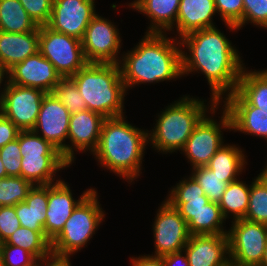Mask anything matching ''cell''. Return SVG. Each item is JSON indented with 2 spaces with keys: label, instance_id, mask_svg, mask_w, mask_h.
Instances as JSON below:
<instances>
[{
  "label": "cell",
  "instance_id": "6da1fadb",
  "mask_svg": "<svg viewBox=\"0 0 267 266\" xmlns=\"http://www.w3.org/2000/svg\"><path fill=\"white\" fill-rule=\"evenodd\" d=\"M179 42L183 76L201 72L210 86V97L217 103L236 91L245 64L239 50L220 29L215 26L196 30Z\"/></svg>",
  "mask_w": 267,
  "mask_h": 266
},
{
  "label": "cell",
  "instance_id": "7a4b0ae2",
  "mask_svg": "<svg viewBox=\"0 0 267 266\" xmlns=\"http://www.w3.org/2000/svg\"><path fill=\"white\" fill-rule=\"evenodd\" d=\"M121 77L127 92L139 84H155L182 77L179 39L167 33H146L119 61Z\"/></svg>",
  "mask_w": 267,
  "mask_h": 266
},
{
  "label": "cell",
  "instance_id": "3957f363",
  "mask_svg": "<svg viewBox=\"0 0 267 266\" xmlns=\"http://www.w3.org/2000/svg\"><path fill=\"white\" fill-rule=\"evenodd\" d=\"M126 116L105 118L97 148L92 156L98 165L131 185L141 176L145 150L148 144V130L129 123Z\"/></svg>",
  "mask_w": 267,
  "mask_h": 266
},
{
  "label": "cell",
  "instance_id": "277c9868",
  "mask_svg": "<svg viewBox=\"0 0 267 266\" xmlns=\"http://www.w3.org/2000/svg\"><path fill=\"white\" fill-rule=\"evenodd\" d=\"M162 109L156 117L153 129L148 130V144L157 152L171 154L181 151L195 126L208 113H216L220 103L183 95ZM210 111V112H209Z\"/></svg>",
  "mask_w": 267,
  "mask_h": 266
},
{
  "label": "cell",
  "instance_id": "5b68a950",
  "mask_svg": "<svg viewBox=\"0 0 267 266\" xmlns=\"http://www.w3.org/2000/svg\"><path fill=\"white\" fill-rule=\"evenodd\" d=\"M87 109L104 118L125 115L124 101L128 94L119 64L87 63L72 75Z\"/></svg>",
  "mask_w": 267,
  "mask_h": 266
},
{
  "label": "cell",
  "instance_id": "8992f818",
  "mask_svg": "<svg viewBox=\"0 0 267 266\" xmlns=\"http://www.w3.org/2000/svg\"><path fill=\"white\" fill-rule=\"evenodd\" d=\"M97 196L98 192L93 188L74 208L63 230L51 242L53 256L71 258L75 252L87 247L105 219V211Z\"/></svg>",
  "mask_w": 267,
  "mask_h": 266
},
{
  "label": "cell",
  "instance_id": "52a82bcc",
  "mask_svg": "<svg viewBox=\"0 0 267 266\" xmlns=\"http://www.w3.org/2000/svg\"><path fill=\"white\" fill-rule=\"evenodd\" d=\"M221 109L219 122L213 119L214 116L206 114L195 126L181 150L180 153H183L190 162L191 169L207 166L212 156L225 142L223 131H232L229 112L224 107Z\"/></svg>",
  "mask_w": 267,
  "mask_h": 266
},
{
  "label": "cell",
  "instance_id": "ba28073f",
  "mask_svg": "<svg viewBox=\"0 0 267 266\" xmlns=\"http://www.w3.org/2000/svg\"><path fill=\"white\" fill-rule=\"evenodd\" d=\"M39 52L48 59L61 77H71L88 62L78 38L39 26Z\"/></svg>",
  "mask_w": 267,
  "mask_h": 266
},
{
  "label": "cell",
  "instance_id": "9c48e42d",
  "mask_svg": "<svg viewBox=\"0 0 267 266\" xmlns=\"http://www.w3.org/2000/svg\"><path fill=\"white\" fill-rule=\"evenodd\" d=\"M227 232L229 259L235 266H259L267 238V225L245 219L231 221Z\"/></svg>",
  "mask_w": 267,
  "mask_h": 266
},
{
  "label": "cell",
  "instance_id": "30bf717a",
  "mask_svg": "<svg viewBox=\"0 0 267 266\" xmlns=\"http://www.w3.org/2000/svg\"><path fill=\"white\" fill-rule=\"evenodd\" d=\"M122 37L114 22L97 13L88 24L81 40L88 63L118 64L121 56Z\"/></svg>",
  "mask_w": 267,
  "mask_h": 266
},
{
  "label": "cell",
  "instance_id": "8fae6325",
  "mask_svg": "<svg viewBox=\"0 0 267 266\" xmlns=\"http://www.w3.org/2000/svg\"><path fill=\"white\" fill-rule=\"evenodd\" d=\"M0 101V113L20 130H32L35 126L44 91L5 83Z\"/></svg>",
  "mask_w": 267,
  "mask_h": 266
},
{
  "label": "cell",
  "instance_id": "7c38bea8",
  "mask_svg": "<svg viewBox=\"0 0 267 266\" xmlns=\"http://www.w3.org/2000/svg\"><path fill=\"white\" fill-rule=\"evenodd\" d=\"M154 220L152 228L155 251L151 255L162 257L183 251L191 234L179 211L164 200L158 207Z\"/></svg>",
  "mask_w": 267,
  "mask_h": 266
},
{
  "label": "cell",
  "instance_id": "4fadbf2b",
  "mask_svg": "<svg viewBox=\"0 0 267 266\" xmlns=\"http://www.w3.org/2000/svg\"><path fill=\"white\" fill-rule=\"evenodd\" d=\"M70 115L68 109L52 93H47L32 129L57 148L66 161Z\"/></svg>",
  "mask_w": 267,
  "mask_h": 266
},
{
  "label": "cell",
  "instance_id": "5bb4252c",
  "mask_svg": "<svg viewBox=\"0 0 267 266\" xmlns=\"http://www.w3.org/2000/svg\"><path fill=\"white\" fill-rule=\"evenodd\" d=\"M95 0H53L47 27L82 40L88 24L97 14Z\"/></svg>",
  "mask_w": 267,
  "mask_h": 266
},
{
  "label": "cell",
  "instance_id": "9a60e30c",
  "mask_svg": "<svg viewBox=\"0 0 267 266\" xmlns=\"http://www.w3.org/2000/svg\"><path fill=\"white\" fill-rule=\"evenodd\" d=\"M61 78L54 65L40 52L15 64L7 71L9 83L37 88L45 93H52Z\"/></svg>",
  "mask_w": 267,
  "mask_h": 266
},
{
  "label": "cell",
  "instance_id": "2e32d148",
  "mask_svg": "<svg viewBox=\"0 0 267 266\" xmlns=\"http://www.w3.org/2000/svg\"><path fill=\"white\" fill-rule=\"evenodd\" d=\"M69 183L63 179L48 184V205L44 232L47 239L52 242L63 230L65 222L71 216L74 208L79 202L93 189H86L80 198H73L72 190Z\"/></svg>",
  "mask_w": 267,
  "mask_h": 266
},
{
  "label": "cell",
  "instance_id": "e0dca14e",
  "mask_svg": "<svg viewBox=\"0 0 267 266\" xmlns=\"http://www.w3.org/2000/svg\"><path fill=\"white\" fill-rule=\"evenodd\" d=\"M105 118L96 112L88 109L70 115L67 144V162L72 165L75 161L74 152L91 155L97 148L101 134L102 124Z\"/></svg>",
  "mask_w": 267,
  "mask_h": 266
},
{
  "label": "cell",
  "instance_id": "ac0fdd59",
  "mask_svg": "<svg viewBox=\"0 0 267 266\" xmlns=\"http://www.w3.org/2000/svg\"><path fill=\"white\" fill-rule=\"evenodd\" d=\"M220 103L230 115L231 130L264 138L267 141V112L251 106L237 91Z\"/></svg>",
  "mask_w": 267,
  "mask_h": 266
},
{
  "label": "cell",
  "instance_id": "d6986e66",
  "mask_svg": "<svg viewBox=\"0 0 267 266\" xmlns=\"http://www.w3.org/2000/svg\"><path fill=\"white\" fill-rule=\"evenodd\" d=\"M183 251L189 266H225L230 262L227 234L191 235Z\"/></svg>",
  "mask_w": 267,
  "mask_h": 266
},
{
  "label": "cell",
  "instance_id": "ffe728a7",
  "mask_svg": "<svg viewBox=\"0 0 267 266\" xmlns=\"http://www.w3.org/2000/svg\"><path fill=\"white\" fill-rule=\"evenodd\" d=\"M216 13L214 0H180L174 27L176 34H179H175L176 38L180 39L196 30L215 27L213 17Z\"/></svg>",
  "mask_w": 267,
  "mask_h": 266
},
{
  "label": "cell",
  "instance_id": "44dd1931",
  "mask_svg": "<svg viewBox=\"0 0 267 266\" xmlns=\"http://www.w3.org/2000/svg\"><path fill=\"white\" fill-rule=\"evenodd\" d=\"M69 166L62 154H24L20 176L33 185H48L60 181L56 173Z\"/></svg>",
  "mask_w": 267,
  "mask_h": 266
},
{
  "label": "cell",
  "instance_id": "7402d4cb",
  "mask_svg": "<svg viewBox=\"0 0 267 266\" xmlns=\"http://www.w3.org/2000/svg\"><path fill=\"white\" fill-rule=\"evenodd\" d=\"M38 52L39 27L26 33L0 31V66L6 72Z\"/></svg>",
  "mask_w": 267,
  "mask_h": 266
},
{
  "label": "cell",
  "instance_id": "603a6c76",
  "mask_svg": "<svg viewBox=\"0 0 267 266\" xmlns=\"http://www.w3.org/2000/svg\"><path fill=\"white\" fill-rule=\"evenodd\" d=\"M179 4L180 0H134L127 5L150 19L146 33L170 34L175 31Z\"/></svg>",
  "mask_w": 267,
  "mask_h": 266
},
{
  "label": "cell",
  "instance_id": "cb8c5ba5",
  "mask_svg": "<svg viewBox=\"0 0 267 266\" xmlns=\"http://www.w3.org/2000/svg\"><path fill=\"white\" fill-rule=\"evenodd\" d=\"M165 199L172 207L176 208L186 223L196 212L210 202L204 190L197 181L189 175L170 188L169 195Z\"/></svg>",
  "mask_w": 267,
  "mask_h": 266
},
{
  "label": "cell",
  "instance_id": "d4e9b609",
  "mask_svg": "<svg viewBox=\"0 0 267 266\" xmlns=\"http://www.w3.org/2000/svg\"><path fill=\"white\" fill-rule=\"evenodd\" d=\"M47 205L48 185H34L25 201L14 206L20 225L37 232H44Z\"/></svg>",
  "mask_w": 267,
  "mask_h": 266
},
{
  "label": "cell",
  "instance_id": "484cf974",
  "mask_svg": "<svg viewBox=\"0 0 267 266\" xmlns=\"http://www.w3.org/2000/svg\"><path fill=\"white\" fill-rule=\"evenodd\" d=\"M244 149L237 147L235 144H223L220 149L212 156L207 165L214 174L224 178L227 183L240 179L245 165H247L246 154Z\"/></svg>",
  "mask_w": 267,
  "mask_h": 266
},
{
  "label": "cell",
  "instance_id": "4316f807",
  "mask_svg": "<svg viewBox=\"0 0 267 266\" xmlns=\"http://www.w3.org/2000/svg\"><path fill=\"white\" fill-rule=\"evenodd\" d=\"M236 91L251 105L267 112V69L242 70Z\"/></svg>",
  "mask_w": 267,
  "mask_h": 266
},
{
  "label": "cell",
  "instance_id": "83f0119b",
  "mask_svg": "<svg viewBox=\"0 0 267 266\" xmlns=\"http://www.w3.org/2000/svg\"><path fill=\"white\" fill-rule=\"evenodd\" d=\"M250 196V185L239 179L228 183L218 205L222 216L226 220L232 216V221L244 219Z\"/></svg>",
  "mask_w": 267,
  "mask_h": 266
},
{
  "label": "cell",
  "instance_id": "f1b7e54d",
  "mask_svg": "<svg viewBox=\"0 0 267 266\" xmlns=\"http://www.w3.org/2000/svg\"><path fill=\"white\" fill-rule=\"evenodd\" d=\"M38 27L19 0H0V31L26 33Z\"/></svg>",
  "mask_w": 267,
  "mask_h": 266
},
{
  "label": "cell",
  "instance_id": "f546056e",
  "mask_svg": "<svg viewBox=\"0 0 267 266\" xmlns=\"http://www.w3.org/2000/svg\"><path fill=\"white\" fill-rule=\"evenodd\" d=\"M225 221L218 203L210 201L194 214L187 225L191 235H219L228 232L223 227Z\"/></svg>",
  "mask_w": 267,
  "mask_h": 266
},
{
  "label": "cell",
  "instance_id": "4dcf8cb0",
  "mask_svg": "<svg viewBox=\"0 0 267 266\" xmlns=\"http://www.w3.org/2000/svg\"><path fill=\"white\" fill-rule=\"evenodd\" d=\"M19 246L30 252L38 261L52 255L51 242L45 232H37L20 226L4 243Z\"/></svg>",
  "mask_w": 267,
  "mask_h": 266
},
{
  "label": "cell",
  "instance_id": "1f68e13d",
  "mask_svg": "<svg viewBox=\"0 0 267 266\" xmlns=\"http://www.w3.org/2000/svg\"><path fill=\"white\" fill-rule=\"evenodd\" d=\"M245 220L267 225V178L260 174L250 184V196Z\"/></svg>",
  "mask_w": 267,
  "mask_h": 266
},
{
  "label": "cell",
  "instance_id": "d6a6232c",
  "mask_svg": "<svg viewBox=\"0 0 267 266\" xmlns=\"http://www.w3.org/2000/svg\"><path fill=\"white\" fill-rule=\"evenodd\" d=\"M34 185L21 176H8L0 179V206H15L25 201Z\"/></svg>",
  "mask_w": 267,
  "mask_h": 266
},
{
  "label": "cell",
  "instance_id": "836d02e7",
  "mask_svg": "<svg viewBox=\"0 0 267 266\" xmlns=\"http://www.w3.org/2000/svg\"><path fill=\"white\" fill-rule=\"evenodd\" d=\"M190 174L204 190L211 202L219 203L228 185L224 178L214 174L207 166L191 169Z\"/></svg>",
  "mask_w": 267,
  "mask_h": 266
},
{
  "label": "cell",
  "instance_id": "e575fe53",
  "mask_svg": "<svg viewBox=\"0 0 267 266\" xmlns=\"http://www.w3.org/2000/svg\"><path fill=\"white\" fill-rule=\"evenodd\" d=\"M52 94L68 109L70 114L87 109L86 101L71 77H62L54 87Z\"/></svg>",
  "mask_w": 267,
  "mask_h": 266
},
{
  "label": "cell",
  "instance_id": "d590c367",
  "mask_svg": "<svg viewBox=\"0 0 267 266\" xmlns=\"http://www.w3.org/2000/svg\"><path fill=\"white\" fill-rule=\"evenodd\" d=\"M17 139L21 157L24 154H61L57 148L33 130H20Z\"/></svg>",
  "mask_w": 267,
  "mask_h": 266
},
{
  "label": "cell",
  "instance_id": "8d00e7d4",
  "mask_svg": "<svg viewBox=\"0 0 267 266\" xmlns=\"http://www.w3.org/2000/svg\"><path fill=\"white\" fill-rule=\"evenodd\" d=\"M215 8L221 20L232 32L239 31L237 25L243 18V0H214Z\"/></svg>",
  "mask_w": 267,
  "mask_h": 266
},
{
  "label": "cell",
  "instance_id": "74e56055",
  "mask_svg": "<svg viewBox=\"0 0 267 266\" xmlns=\"http://www.w3.org/2000/svg\"><path fill=\"white\" fill-rule=\"evenodd\" d=\"M38 260L25 249L10 245L0 244V266H36Z\"/></svg>",
  "mask_w": 267,
  "mask_h": 266
},
{
  "label": "cell",
  "instance_id": "f35d334b",
  "mask_svg": "<svg viewBox=\"0 0 267 266\" xmlns=\"http://www.w3.org/2000/svg\"><path fill=\"white\" fill-rule=\"evenodd\" d=\"M243 5V18L237 28L253 23L256 27L267 29V0H243Z\"/></svg>",
  "mask_w": 267,
  "mask_h": 266
},
{
  "label": "cell",
  "instance_id": "ab89813d",
  "mask_svg": "<svg viewBox=\"0 0 267 266\" xmlns=\"http://www.w3.org/2000/svg\"><path fill=\"white\" fill-rule=\"evenodd\" d=\"M0 158L7 176H20L21 152L17 138L0 149Z\"/></svg>",
  "mask_w": 267,
  "mask_h": 266
},
{
  "label": "cell",
  "instance_id": "60d3db41",
  "mask_svg": "<svg viewBox=\"0 0 267 266\" xmlns=\"http://www.w3.org/2000/svg\"><path fill=\"white\" fill-rule=\"evenodd\" d=\"M38 26L46 25L51 16L53 0H19Z\"/></svg>",
  "mask_w": 267,
  "mask_h": 266
},
{
  "label": "cell",
  "instance_id": "b9f144b4",
  "mask_svg": "<svg viewBox=\"0 0 267 266\" xmlns=\"http://www.w3.org/2000/svg\"><path fill=\"white\" fill-rule=\"evenodd\" d=\"M20 226L15 207L0 206V244L6 242Z\"/></svg>",
  "mask_w": 267,
  "mask_h": 266
},
{
  "label": "cell",
  "instance_id": "7bdbcfd3",
  "mask_svg": "<svg viewBox=\"0 0 267 266\" xmlns=\"http://www.w3.org/2000/svg\"><path fill=\"white\" fill-rule=\"evenodd\" d=\"M20 129L0 113V149L8 142L15 140Z\"/></svg>",
  "mask_w": 267,
  "mask_h": 266
},
{
  "label": "cell",
  "instance_id": "ee69618b",
  "mask_svg": "<svg viewBox=\"0 0 267 266\" xmlns=\"http://www.w3.org/2000/svg\"><path fill=\"white\" fill-rule=\"evenodd\" d=\"M131 266H164L162 257L153 256L150 254L139 255L138 257H131Z\"/></svg>",
  "mask_w": 267,
  "mask_h": 266
},
{
  "label": "cell",
  "instance_id": "f6af8a7d",
  "mask_svg": "<svg viewBox=\"0 0 267 266\" xmlns=\"http://www.w3.org/2000/svg\"><path fill=\"white\" fill-rule=\"evenodd\" d=\"M162 260L164 266H189V262L184 251L162 256Z\"/></svg>",
  "mask_w": 267,
  "mask_h": 266
},
{
  "label": "cell",
  "instance_id": "bcb514c9",
  "mask_svg": "<svg viewBox=\"0 0 267 266\" xmlns=\"http://www.w3.org/2000/svg\"><path fill=\"white\" fill-rule=\"evenodd\" d=\"M68 257H57L51 255L46 259L39 260L36 266H72Z\"/></svg>",
  "mask_w": 267,
  "mask_h": 266
},
{
  "label": "cell",
  "instance_id": "7dc6e473",
  "mask_svg": "<svg viewBox=\"0 0 267 266\" xmlns=\"http://www.w3.org/2000/svg\"><path fill=\"white\" fill-rule=\"evenodd\" d=\"M6 78V79H5ZM7 72L0 66V101H1V97H2V93L4 88H1V85H5L4 83H6L7 81ZM4 82V83H3Z\"/></svg>",
  "mask_w": 267,
  "mask_h": 266
},
{
  "label": "cell",
  "instance_id": "c3c4849f",
  "mask_svg": "<svg viewBox=\"0 0 267 266\" xmlns=\"http://www.w3.org/2000/svg\"><path fill=\"white\" fill-rule=\"evenodd\" d=\"M259 266H267V240H266V246H265L263 258H262V261L260 262Z\"/></svg>",
  "mask_w": 267,
  "mask_h": 266
},
{
  "label": "cell",
  "instance_id": "681fc988",
  "mask_svg": "<svg viewBox=\"0 0 267 266\" xmlns=\"http://www.w3.org/2000/svg\"><path fill=\"white\" fill-rule=\"evenodd\" d=\"M5 177H8V176L3 166V162L1 161V158H0V179L5 178Z\"/></svg>",
  "mask_w": 267,
  "mask_h": 266
},
{
  "label": "cell",
  "instance_id": "f907efd6",
  "mask_svg": "<svg viewBox=\"0 0 267 266\" xmlns=\"http://www.w3.org/2000/svg\"><path fill=\"white\" fill-rule=\"evenodd\" d=\"M261 176H263L264 178H267V162H266V166L264 169H262V172L259 173Z\"/></svg>",
  "mask_w": 267,
  "mask_h": 266
},
{
  "label": "cell",
  "instance_id": "816d5d0a",
  "mask_svg": "<svg viewBox=\"0 0 267 266\" xmlns=\"http://www.w3.org/2000/svg\"><path fill=\"white\" fill-rule=\"evenodd\" d=\"M225 266H235L232 262H229L228 264H226Z\"/></svg>",
  "mask_w": 267,
  "mask_h": 266
}]
</instances>
